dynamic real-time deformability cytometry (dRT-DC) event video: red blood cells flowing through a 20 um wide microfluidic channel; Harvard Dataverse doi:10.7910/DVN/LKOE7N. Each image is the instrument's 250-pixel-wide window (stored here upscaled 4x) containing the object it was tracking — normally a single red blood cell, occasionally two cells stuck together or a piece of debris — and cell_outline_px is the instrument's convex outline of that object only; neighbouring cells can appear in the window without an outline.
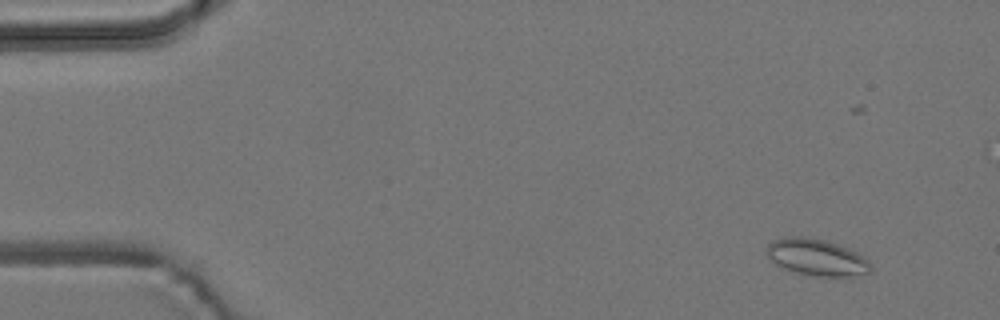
{"species": "common noctule bat (a hibernating species)", "species_latin": "Nyctalus noctula", "temperature_condition": "room temperature", "stored_images_in_passage": 4, "camera_frame_rate_fps": 3000, "um_per_image_px": 0.085, "animal": {"sex": "male", "body_mass_g": 19.2, "forearm_length_mm": 51.8}, "frame": {"image": 1, "passage_image": 2, "time_ms": 1.333, "image_size_px": [1000, 320], "cell_outline_px": [[872, 268], [868, 272], [852, 276], [812, 276], [796, 272], [784, 268], [776, 264], [764, 252], [768, 244], [772, 240], [784, 236], [800, 236], [824, 240], [848, 248], [856, 252]], "centroid_in_image_um": [69.32, 21.86], "position_along_channel_um": 15.7, "area_um2": 21.91}}